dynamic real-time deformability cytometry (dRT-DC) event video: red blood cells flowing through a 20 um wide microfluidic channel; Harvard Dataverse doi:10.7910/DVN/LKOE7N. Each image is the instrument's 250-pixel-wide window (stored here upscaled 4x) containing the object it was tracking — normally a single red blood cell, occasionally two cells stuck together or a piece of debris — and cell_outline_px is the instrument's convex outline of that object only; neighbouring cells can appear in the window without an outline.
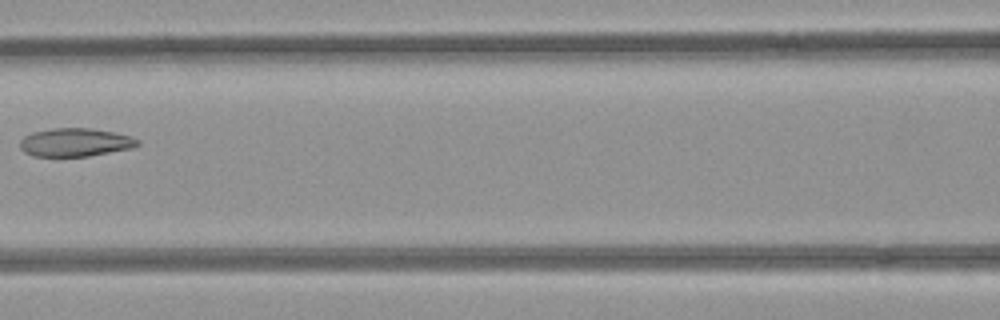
{"species": "common noctule bat (a hibernating species)", "species_latin": "Nyctalus noctula", "temperature_condition": "room temperature", "stored_images_in_passage": 4, "camera_frame_rate_fps": 3000, "um_per_image_px": 0.085, "animal": {"sex": "female", "body_mass_g": 21.9}, "frame": {"image": 1, "passage_image": 3, "time_ms": 0.667, "image_size_px": [1000, 320], "cell_outline_px": [[140, 144], [132, 148], [88, 156], [32, 156], [24, 152], [20, 148], [20, 140], [24, 136], [32, 132], [52, 128], [92, 128], [132, 136], [140, 140]], "centroid_in_image_um": [6.39, 12.09], "position_along_channel_um": 160.2, "area_um2": 19.48}}
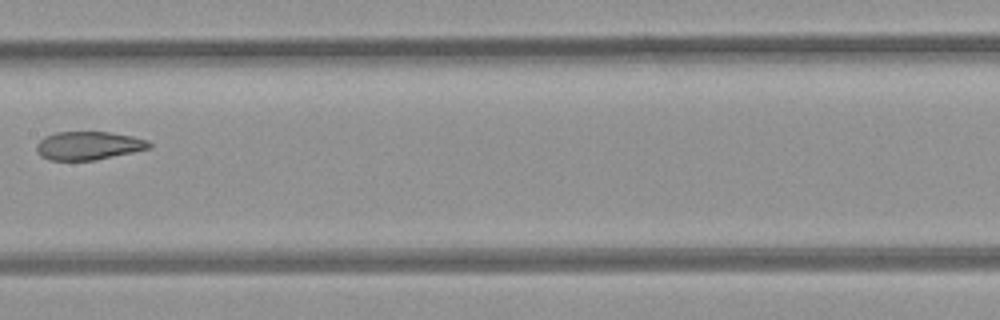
{"frame": {"image": 2, "passage_image": 4, "time_ms": 1.0, "image_size_px": [1000, 320], "cell_outline_px": [[152, 148], [96, 160], [48, 160], [40, 156], [36, 152], [36, 144], [44, 136], [56, 132], [108, 132], [132, 136], [148, 140], [152, 144]], "centroid_in_image_um": [7.51, 12.38], "position_along_channel_um": 199.9, "area_um2": 18.79}}